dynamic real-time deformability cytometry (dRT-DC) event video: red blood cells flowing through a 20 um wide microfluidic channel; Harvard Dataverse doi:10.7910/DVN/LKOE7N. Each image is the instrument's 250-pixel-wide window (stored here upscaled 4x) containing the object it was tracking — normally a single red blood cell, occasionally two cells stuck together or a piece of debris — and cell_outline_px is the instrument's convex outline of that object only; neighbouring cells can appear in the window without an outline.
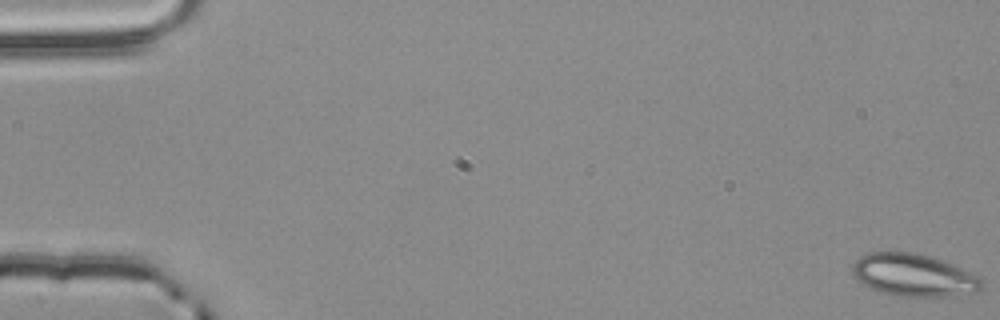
{"species": "common noctule bat (a hibernating species)", "species_latin": "Nyctalus noctula", "temperature_condition": "room temperature", "stored_images_in_passage": 55, "camera_frame_rate_fps": 3000, "um_per_image_px": 0.085, "animal": {"sex": "male", "body_mass_g": 20.4}, "frame": {"image": 1, "passage_image": 1, "time_ms": 0.0, "image_size_px": [1000, 320], "cell_outline_px": [[984, 284], [976, 292], [952, 296], [900, 296], [880, 292], [868, 288], [852, 272], [852, 264], [860, 256], [868, 252], [920, 252], [932, 256], [952, 264], [980, 276]], "centroid_in_image_um": [77.68, 23.37], "position_along_channel_um": 7.3, "area_um2": 32.14}}
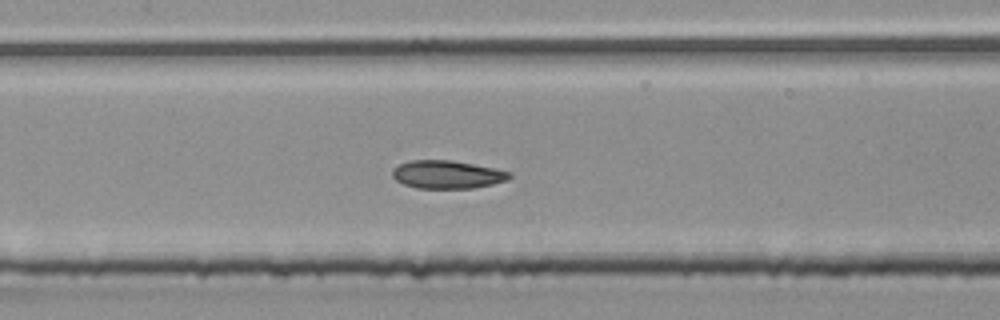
{"frame": {"image": 2, "passage_image": 27, "time_ms": 8.667, "image_size_px": [1000, 320], "cell_outline_px": [[512, 176], [508, 180], [476, 188], [416, 188], [404, 184], [396, 180], [392, 176], [392, 168], [408, 160], [452, 160], [512, 172]], "centroid_in_image_um": [38.0, 14.83], "position_along_channel_um": 169.4, "area_um2": 19.19}}
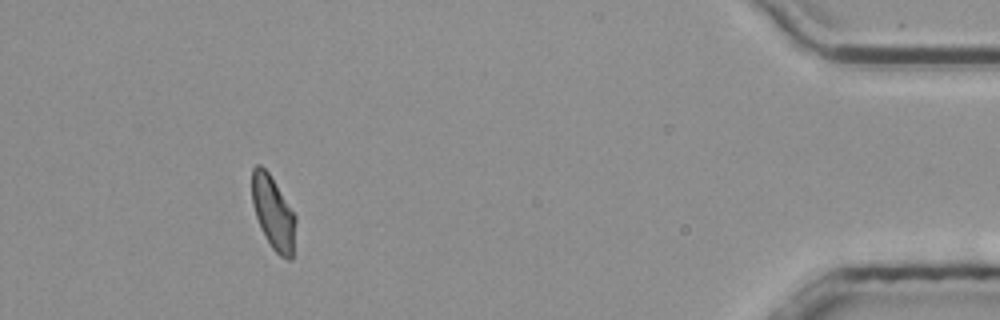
{"frame": {"image": 3, "passage_image": 51, "time_ms": 16.667, "image_size_px": [1000, 320], "cell_outline_px": [[296, 220], [292, 260], [288, 260], [280, 256], [272, 248], [260, 228], [252, 204], [252, 168], [256, 164], [260, 164], [268, 172], [296, 216]], "centroid_in_image_um": [23.22, 18.1], "position_along_channel_um": 412.0, "area_um2": 18.55}, "authors_computed_cell_mechanics": {"area_um2": 19.5364, "velocity_mm_per_s": 3.8419, "shape_relaxation_time_tau1_ms": 4.9824, "shape_relaxation_time_tau2_ms": 3.0984, "deformation_change_tau1": 0.1206, "deformation_change_tau2": 0.0696}}